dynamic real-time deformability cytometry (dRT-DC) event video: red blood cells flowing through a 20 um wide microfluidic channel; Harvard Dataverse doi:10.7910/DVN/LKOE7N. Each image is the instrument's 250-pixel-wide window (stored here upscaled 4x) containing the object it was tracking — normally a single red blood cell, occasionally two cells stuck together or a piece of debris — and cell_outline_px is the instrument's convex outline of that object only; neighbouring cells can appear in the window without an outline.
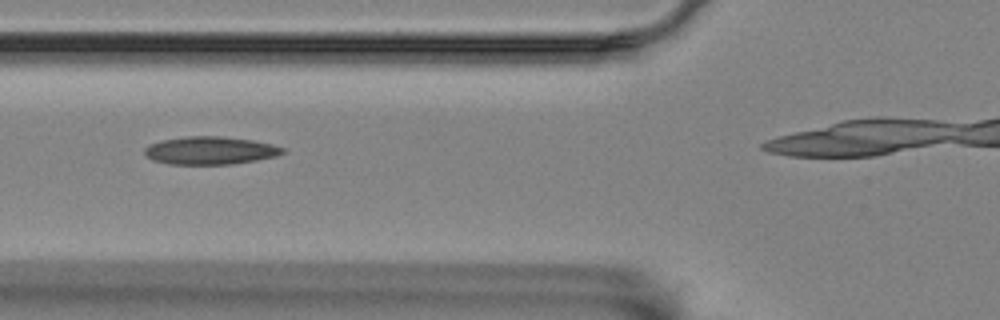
{"species": "Egyptian fruit bat (a non-hibernating species)", "species_latin": "Rousettus aegyptiacus", "temperature_condition": "room temperature", "stored_images_in_passage": 8, "camera_frame_rate_fps": 3000, "um_per_image_px": 0.085, "animal": {"sex": "female"}, "frame": {"image": 1, "passage_image": 2, "time_ms": 0.333, "image_size_px": [1000, 320], "cell_outline_px": [[284, 152], [276, 156], [256, 160], [232, 164], [168, 164], [152, 160], [144, 152], [144, 148], [148, 144], [160, 140], [184, 136], [220, 136], [252, 140], [272, 144], [284, 148]], "centroid_in_image_um": [17.83, 12.79], "position_along_channel_um": 108.0, "area_um2": 22.48}}
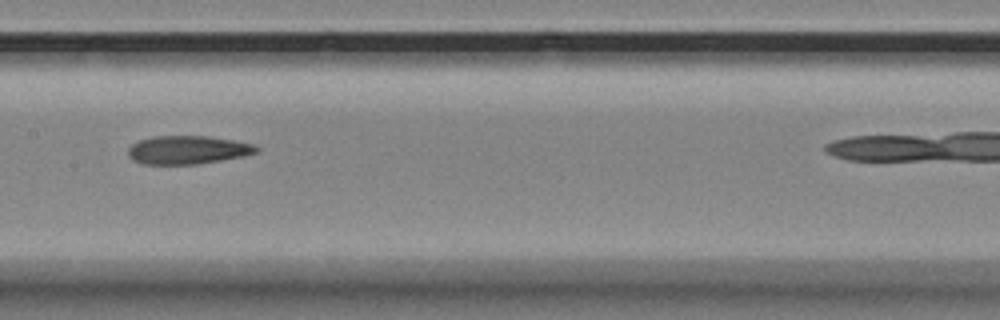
{"frame": {"image": 2, "passage_image": 4, "time_ms": 1.0, "image_size_px": [1000, 320], "cell_outline_px": [[260, 152], [244, 156], [196, 164], [140, 164], [132, 160], [128, 156], [128, 148], [132, 144], [140, 140], [152, 136], [208, 136], [256, 144], [260, 148]], "centroid_in_image_um": [15.97, 12.74], "position_along_channel_um": 191.4, "area_um2": 21.39}}
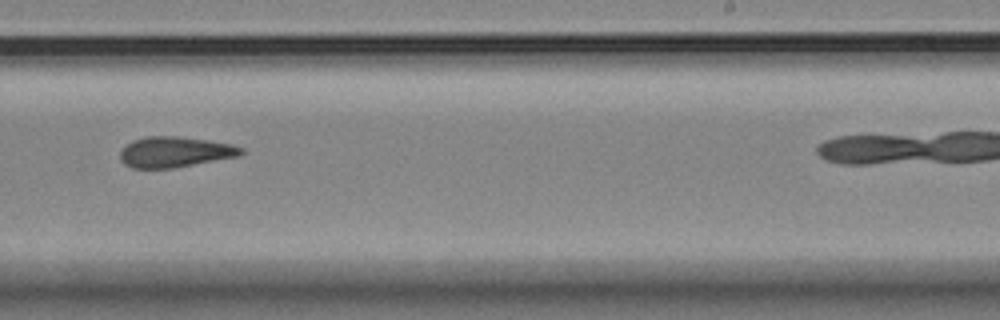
{"frame": {"image": 3, "passage_image": 6, "time_ms": 1.667, "image_size_px": [1000, 320], "cell_outline_px": [[244, 152], [240, 156], [172, 168], [132, 168], [124, 164], [120, 160], [120, 152], [132, 140], [144, 136], [176, 136], [232, 144], [244, 148]], "centroid_in_image_um": [14.86, 12.92], "position_along_channel_um": 274.1, "area_um2": 21.5}}